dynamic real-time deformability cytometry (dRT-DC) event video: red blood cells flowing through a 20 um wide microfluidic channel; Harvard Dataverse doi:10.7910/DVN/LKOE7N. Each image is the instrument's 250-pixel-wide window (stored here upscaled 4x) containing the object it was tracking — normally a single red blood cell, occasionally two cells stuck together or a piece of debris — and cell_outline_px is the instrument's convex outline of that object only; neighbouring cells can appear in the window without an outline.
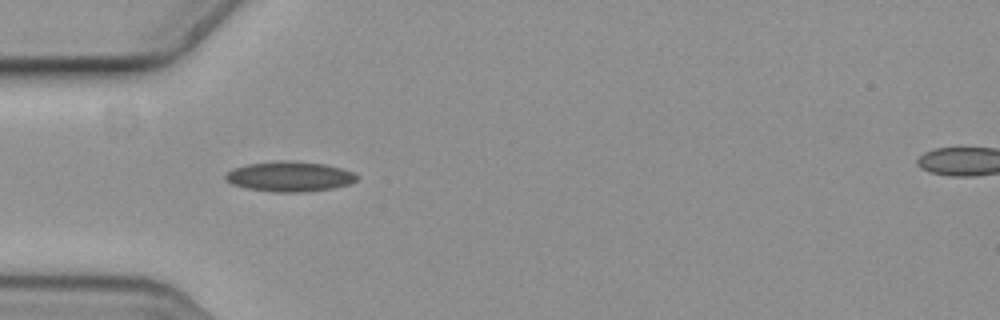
{"species": "common noctule bat (a hibernating species)", "species_latin": "Nyctalus noctula", "temperature_condition": "cold", "stored_images_in_passage": 11, "camera_frame_rate_fps": 3000, "um_per_image_px": 0.085, "animal": {"sex": "female", "body_mass_g": 19.3, "forearm_length_mm": 54.1}, "frame": {"image": 1, "passage_image": 1, "time_ms": 0.0, "image_size_px": [1000, 320], "cell_outline_px": [[356, 180], [348, 184], [332, 188], [304, 192], [276, 192], [244, 188], [232, 184], [224, 180], [224, 176], [232, 168], [248, 164], [280, 160], [288, 160], [324, 164], [340, 168], [352, 172], [356, 176]], "centroid_in_image_um": [24.55, 15.0], "position_along_channel_um": 60.5, "area_um2": 22.95}}
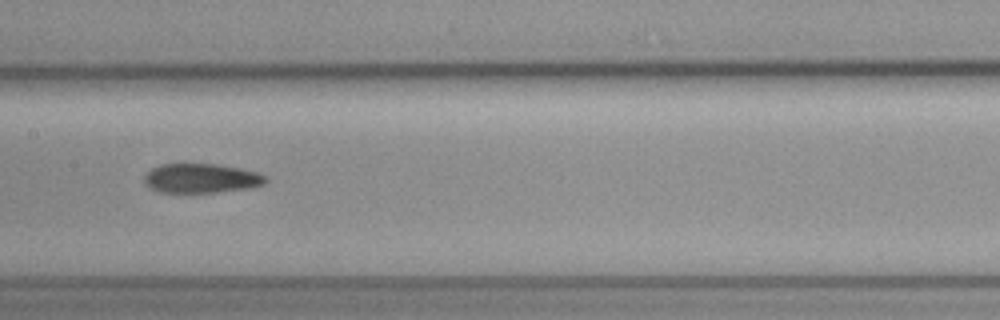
{"frame": {"image": 2, "passage_image": 4, "time_ms": 1.0, "image_size_px": [1000, 320], "cell_outline_px": [[268, 180], [264, 184], [252, 188], [216, 192], [160, 192], [144, 184], [144, 176], [152, 168], [160, 164], [216, 164], [240, 168], [256, 172], [264, 176]], "centroid_in_image_um": [17.11, 15.15], "position_along_channel_um": 190.3, "area_um2": 20.69}}
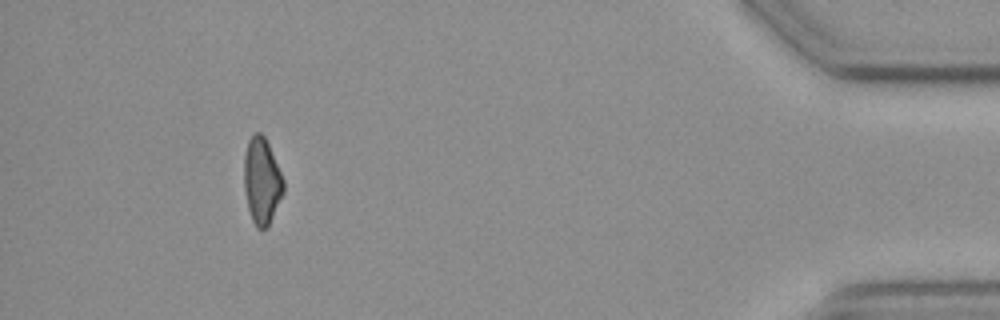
{"frame": {"image": 3, "passage_image": 10, "time_ms": 3.0, "image_size_px": [1000, 320], "cell_outline_px": [[284, 192], [268, 228], [256, 228], [252, 220], [248, 208], [244, 188], [244, 156], [248, 140], [256, 132], [260, 132], [264, 136], [268, 144], [284, 180]], "centroid_in_image_um": [22.25, 15.41], "position_along_channel_um": 412.9, "area_um2": 19.83}}